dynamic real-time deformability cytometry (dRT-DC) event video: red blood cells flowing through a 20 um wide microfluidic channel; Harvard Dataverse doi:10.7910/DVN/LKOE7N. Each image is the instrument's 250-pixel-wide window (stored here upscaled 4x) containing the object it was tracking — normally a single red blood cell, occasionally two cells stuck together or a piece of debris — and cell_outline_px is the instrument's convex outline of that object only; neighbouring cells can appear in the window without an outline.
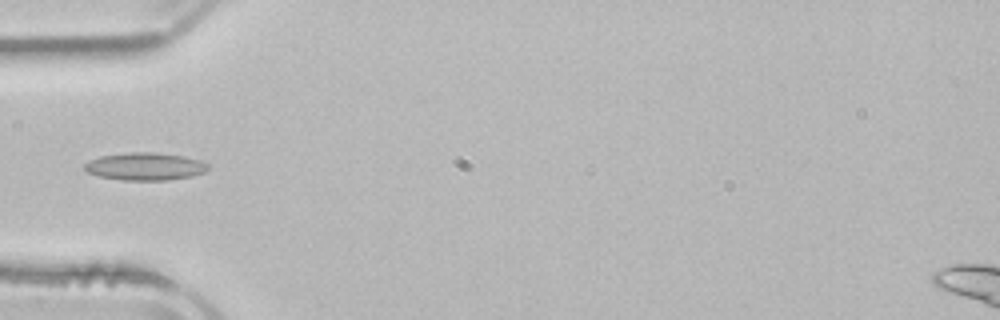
{"species": "common noctule bat (a hibernating species)", "species_latin": "Nyctalus noctula", "temperature_condition": "room temperature", "stored_images_in_passage": 1, "camera_frame_rate_fps": 3000, "um_per_image_px": 0.085, "animal": {"sex": "male", "body_mass_g": 21.5, "forearm_length_mm": 52.0}, "frame": {"image": 1, "passage_image": 1, "time_ms": 0.0, "image_size_px": [1000, 320], "cell_outline_px": [[208, 168], [204, 172], [192, 176], [168, 180], [124, 180], [100, 176], [88, 172], [84, 168], [84, 164], [100, 156], [128, 152], [152, 152], [184, 156], [200, 160], [208, 164]], "centroid_in_image_um": [12.35, 14.14], "position_along_channel_um": 72.6, "area_um2": 19.71}}